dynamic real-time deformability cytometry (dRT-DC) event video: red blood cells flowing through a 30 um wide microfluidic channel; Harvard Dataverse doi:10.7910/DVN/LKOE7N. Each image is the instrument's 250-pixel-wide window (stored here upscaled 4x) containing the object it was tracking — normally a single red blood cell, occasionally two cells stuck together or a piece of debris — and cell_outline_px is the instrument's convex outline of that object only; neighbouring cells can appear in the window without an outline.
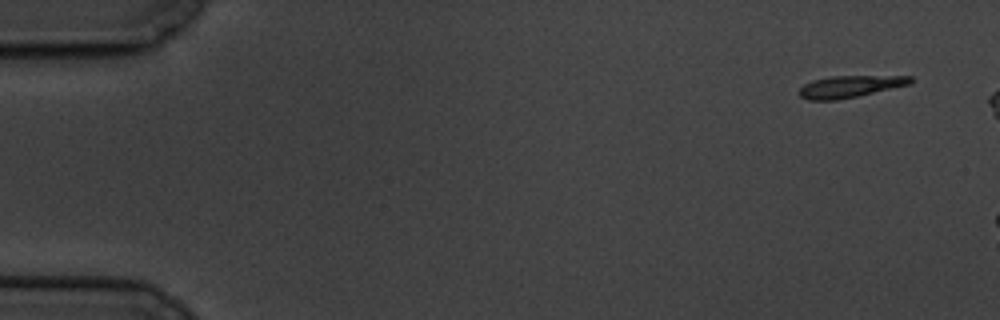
{"species": "common noctule bat (a hibernating species)", "species_latin": "Nyctalus noctula", "temperature_condition": "cold", "stored_images_in_passage": 4, "camera_frame_rate_fps": 3000, "um_per_image_px": 0.085, "animal": {"sex": "male", "body_mass_g": 19.5, "forearm_length_mm": 54.6}, "frame": {"image": 1, "passage_image": 1, "time_ms": 0.0, "image_size_px": [1000, 320], "cell_outline_px": [[912, 84], [856, 96], [836, 100], [808, 100], [800, 96], [800, 88], [804, 84], [812, 80], [832, 76], [912, 76]], "centroid_in_image_um": [72.25, 7.35], "position_along_channel_um": 12.8, "area_um2": 14.05}}